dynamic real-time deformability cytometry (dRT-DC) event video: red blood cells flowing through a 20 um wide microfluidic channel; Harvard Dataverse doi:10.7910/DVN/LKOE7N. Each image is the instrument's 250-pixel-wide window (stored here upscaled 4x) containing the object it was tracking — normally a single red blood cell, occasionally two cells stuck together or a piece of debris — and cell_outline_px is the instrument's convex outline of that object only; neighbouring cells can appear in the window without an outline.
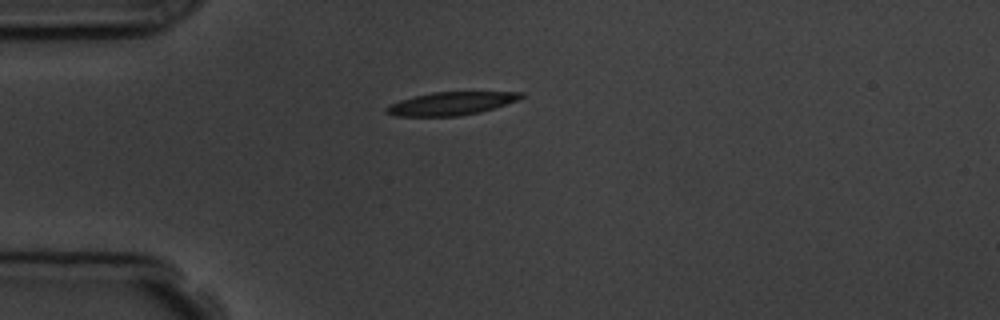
{"species": "common noctule bat (a hibernating species)", "species_latin": "Nyctalus noctula", "temperature_condition": "room temperature", "stored_images_in_passage": 1, "camera_frame_rate_fps": 3000, "um_per_image_px": 0.085, "animal": {"sex": "male", "body_mass_g": 19.5, "forearm_length_mm": 54.6}, "frame": {"image": 1, "passage_image": 1, "time_ms": 0.0, "image_size_px": [1000, 320], "cell_outline_px": [[524, 96], [520, 100], [480, 112], [460, 116], [396, 116], [384, 112], [384, 108], [400, 100], [412, 96], [432, 92], [524, 92]], "centroid_in_image_um": [38.35, 8.8], "position_along_channel_um": 46.6, "area_um2": 18.21}}